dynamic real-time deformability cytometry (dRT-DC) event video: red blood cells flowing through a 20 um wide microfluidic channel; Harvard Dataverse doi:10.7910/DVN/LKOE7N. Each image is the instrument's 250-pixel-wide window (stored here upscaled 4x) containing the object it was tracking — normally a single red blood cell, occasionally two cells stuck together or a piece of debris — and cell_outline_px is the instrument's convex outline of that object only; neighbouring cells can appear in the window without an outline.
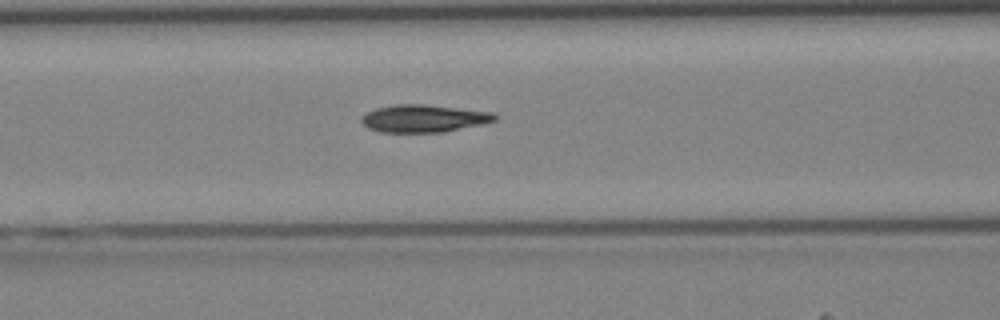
{"species": "Egyptian fruit bat (a non-hibernating species)", "species_latin": "Rousettus aegyptiacus", "temperature_condition": "cold", "stored_images_in_passage": 39, "camera_frame_rate_fps": 3000, "um_per_image_px": 0.085, "animal": {"sex": "female"}, "frame": {"image": 1, "passage_image": 18, "time_ms": 5.667, "image_size_px": [1000, 320], "cell_outline_px": [[496, 120], [480, 124], [444, 132], [380, 132], [368, 128], [360, 120], [360, 116], [376, 108], [396, 104], [424, 104], [492, 112], [496, 116]], "centroid_in_image_um": [35.97, 10.06], "position_along_channel_um": 130.6, "area_um2": 21.21}}
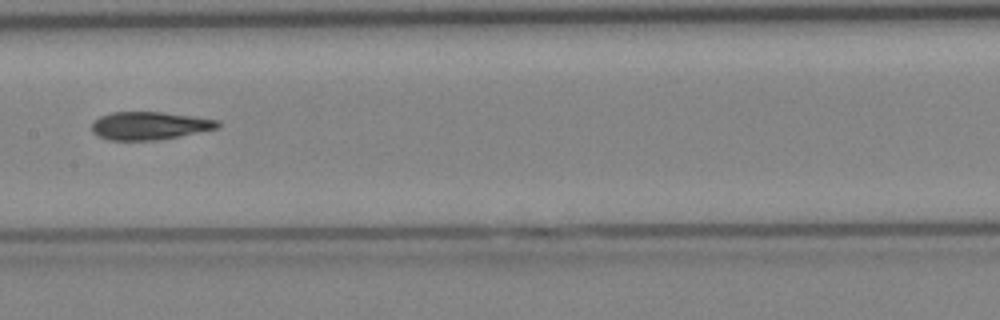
{"frame": {"image": 2, "passage_image": 22, "time_ms": 7.0, "image_size_px": [1000, 320], "cell_outline_px": [[220, 128], [156, 140], [108, 140], [92, 132], [92, 124], [100, 116], [112, 112], [164, 112], [220, 120]], "centroid_in_image_um": [12.73, 10.68], "position_along_channel_um": 194.7, "area_um2": 20.4}}
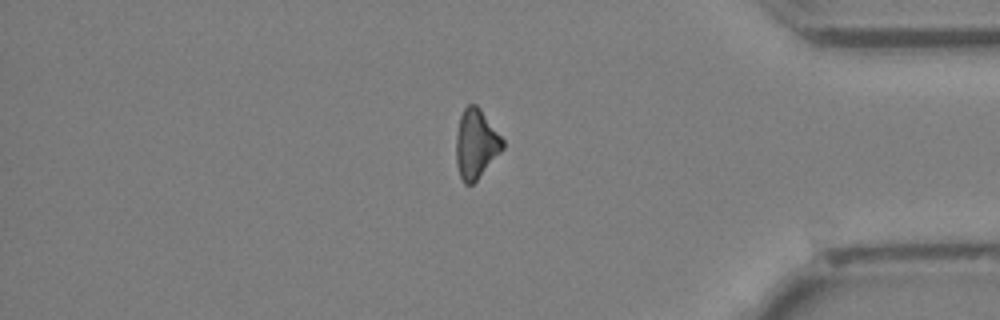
{"frame": {"image": 3, "passage_image": 36, "time_ms": 11.667, "image_size_px": [1000, 320], "cell_outline_px": [[504, 148], [476, 180], [472, 184], [464, 184], [460, 176], [456, 164], [456, 132], [460, 116], [464, 108], [468, 104], [476, 104], [480, 108], [504, 140]], "centroid_in_image_um": [40.44, 12.21], "position_along_channel_um": 394.8, "area_um2": 18.73}}